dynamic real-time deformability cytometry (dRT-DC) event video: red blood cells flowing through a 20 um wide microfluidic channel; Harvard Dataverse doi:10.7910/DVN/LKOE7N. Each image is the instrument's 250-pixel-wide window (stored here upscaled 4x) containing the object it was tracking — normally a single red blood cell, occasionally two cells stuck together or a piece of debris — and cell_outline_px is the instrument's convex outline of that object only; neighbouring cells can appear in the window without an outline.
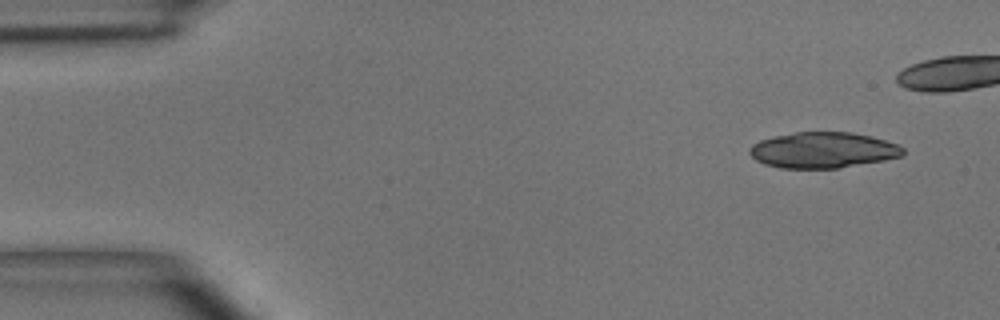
{"species": "common noctule bat (a hibernating species)", "species_latin": "Nyctalus noctula", "temperature_condition": "room temperature", "stored_images_in_passage": 5, "camera_frame_rate_fps": 3000, "um_per_image_px": 0.085, "animal": {"sex": "male", "body_mass_g": 15.6}, "frame": {"image": 1, "passage_image": 1, "time_ms": 0.0, "image_size_px": [1000, 320], "cell_outline_px": [[904, 156], [884, 160], [840, 168], [780, 168], [764, 164], [756, 160], [748, 152], [748, 148], [752, 144], [760, 140], [772, 136], [796, 132], [852, 132], [872, 136], [896, 144], [904, 148]], "centroid_in_image_um": [69.94, 12.76], "position_along_channel_um": 15.1, "area_um2": 32.25}}